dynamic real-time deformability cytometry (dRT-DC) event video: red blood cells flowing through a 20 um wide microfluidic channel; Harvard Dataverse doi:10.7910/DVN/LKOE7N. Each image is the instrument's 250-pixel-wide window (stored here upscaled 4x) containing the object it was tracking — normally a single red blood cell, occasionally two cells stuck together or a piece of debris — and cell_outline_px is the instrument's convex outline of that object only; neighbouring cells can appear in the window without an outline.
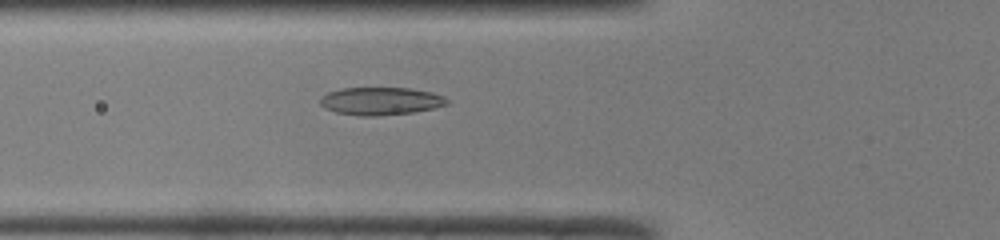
{"species": "common noctule bat (a hibernating species)", "species_latin": "Nyctalus noctula", "temperature_condition": "room temperature", "stored_images_in_passage": 36, "camera_frame_rate_fps": 3000, "um_per_image_px": 0.085, "animal": {"sex": "male", "body_mass_g": 19.0, "forearm_length_mm": 50.8}, "frame": {"image": 1, "passage_image": 5, "time_ms": 1.333, "image_size_px": [1000, 240], "cell_outline_px": [[448, 104], [432, 108], [412, 112], [376, 116], [360, 116], [336, 112], [324, 108], [320, 104], [320, 96], [328, 92], [340, 88], [412, 88], [432, 92], [444, 96], [448, 100]], "centroid_in_image_um": [32.33, 8.58], "position_along_channel_um": 93.5, "area_um2": 20.58}}
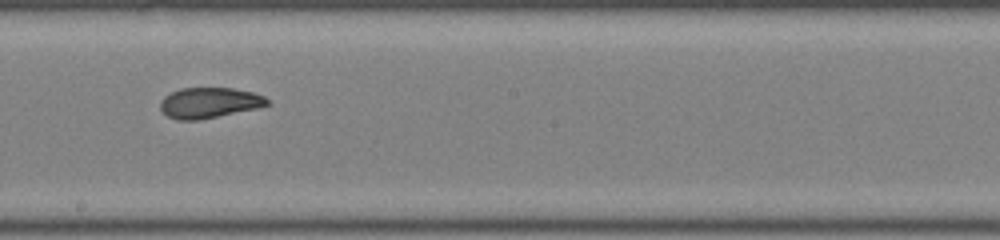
{"frame": {"image": 2, "passage_image": 15, "time_ms": 4.667, "image_size_px": [1000, 240], "cell_outline_px": [[272, 104], [256, 108], [196, 120], [176, 120], [168, 116], [160, 108], [160, 100], [164, 96], [180, 88], [232, 88], [252, 92], [264, 96]], "centroid_in_image_um": [17.77, 8.72], "position_along_channel_um": 230.4, "area_um2": 18.84}}
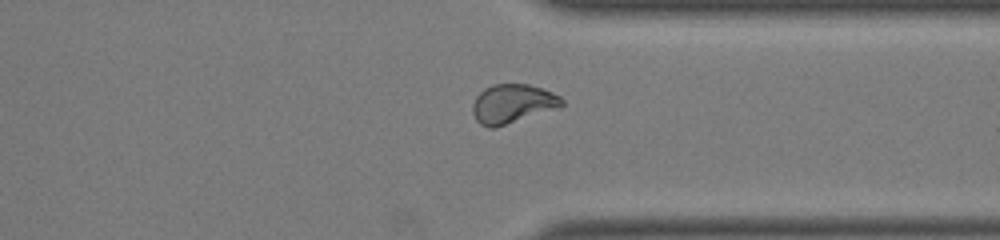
{"frame": {"image": 3, "passage_image": 25, "time_ms": 8.0, "image_size_px": [1000, 240], "cell_outline_px": [[564, 104], [560, 108], [496, 128], [488, 128], [480, 124], [476, 120], [472, 112], [472, 104], [476, 96], [484, 88], [492, 84], [528, 84], [552, 92], [560, 96], [564, 100]], "centroid_in_image_um": [43.56, 8.83], "position_along_channel_um": 367.8, "area_um2": 20.63}, "authors_computed_cell_mechanics": {"area_um2": 19.7965, "velocity_mm_per_s": 4.1192, "shape_relaxation_time_tau1_ms": 8.7992, "shape_relaxation_time_tau2_ms": 1.0729, "deformation_change_tau1": 0.2597, "deformation_change_tau2": 0.068}}